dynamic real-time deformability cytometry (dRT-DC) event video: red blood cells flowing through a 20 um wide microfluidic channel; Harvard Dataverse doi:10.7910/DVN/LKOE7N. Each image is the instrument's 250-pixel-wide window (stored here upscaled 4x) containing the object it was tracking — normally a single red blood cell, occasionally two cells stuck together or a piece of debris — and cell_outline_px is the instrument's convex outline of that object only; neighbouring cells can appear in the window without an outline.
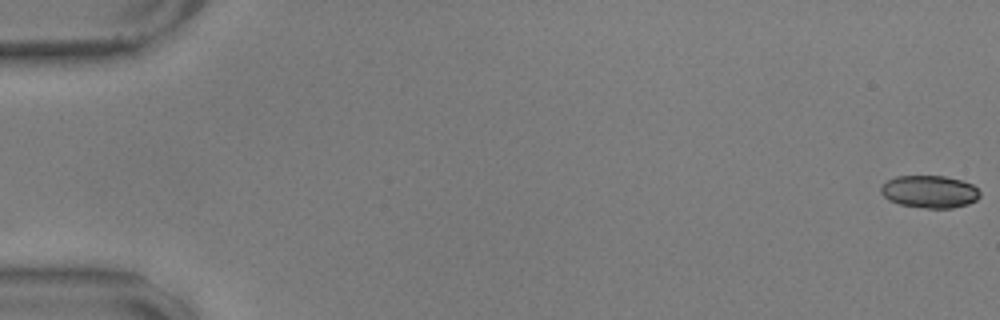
{"species": "common noctule bat (a hibernating species)", "species_latin": "Nyctalus noctula", "temperature_condition": "warm", "stored_images_in_passage": 59, "camera_frame_rate_fps": 3000, "um_per_image_px": 0.085, "animal": {"sex": "male", "body_mass_g": 17.9, "forearm_length_mm": 54.2}, "frame": {"image": 1, "passage_image": 1, "time_ms": 0.0, "image_size_px": [1000, 320], "cell_outline_px": [[980, 196], [976, 200], [968, 204], [952, 208], [928, 208], [900, 204], [888, 200], [880, 192], [880, 188], [888, 180], [896, 176], [944, 176], [960, 180], [972, 184], [980, 192]], "centroid_in_image_um": [79.02, 16.29], "position_along_channel_um": 6.0, "area_um2": 18.61}}
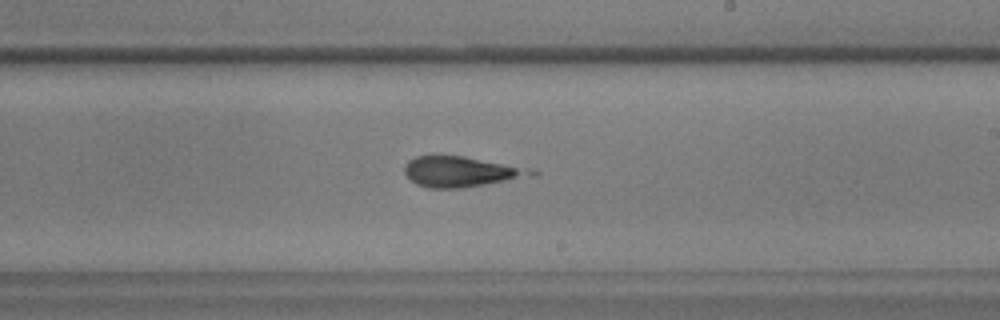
{"frame": {"image": 2, "passage_image": 35, "time_ms": 11.333, "image_size_px": [1000, 320], "cell_outline_px": [[540, 172], [536, 176], [464, 188], [428, 188], [416, 184], [404, 172], [404, 164], [408, 160], [416, 156], [464, 156], [536, 168]], "centroid_in_image_um": [39.31, 14.59], "position_along_channel_um": 249.7, "area_um2": 23.06}}
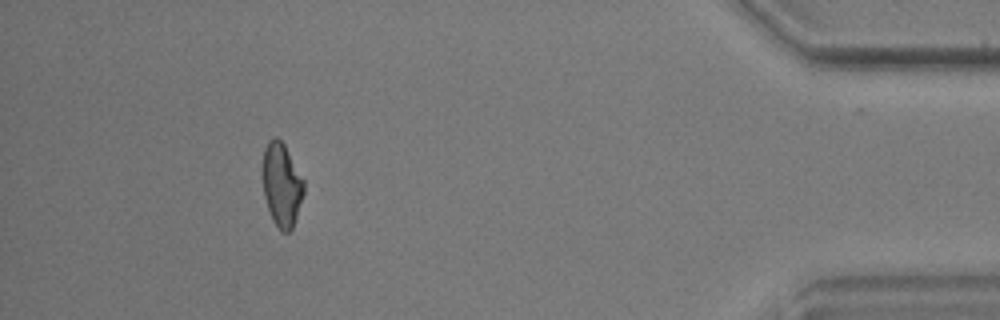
{"frame": {"image": 3, "passage_image": 53, "time_ms": 17.333, "image_size_px": [1000, 320], "cell_outline_px": [[304, 192], [292, 228], [288, 232], [280, 232], [272, 220], [264, 196], [260, 168], [264, 148], [268, 140], [272, 136], [276, 136], [284, 144], [304, 180]], "centroid_in_image_um": [23.89, 15.66], "position_along_channel_um": 411.3, "area_um2": 20.46}, "authors_computed_cell_mechanics": {"area_um2": 20.4612, "velocity_mm_per_s": 3.5818, "shape_relaxation_time_tau1_ms": null, "shape_relaxation_time_tau2_ms": 1.1222, "deformation_change_tau1": null, "deformation_change_tau2": 0.0983}}